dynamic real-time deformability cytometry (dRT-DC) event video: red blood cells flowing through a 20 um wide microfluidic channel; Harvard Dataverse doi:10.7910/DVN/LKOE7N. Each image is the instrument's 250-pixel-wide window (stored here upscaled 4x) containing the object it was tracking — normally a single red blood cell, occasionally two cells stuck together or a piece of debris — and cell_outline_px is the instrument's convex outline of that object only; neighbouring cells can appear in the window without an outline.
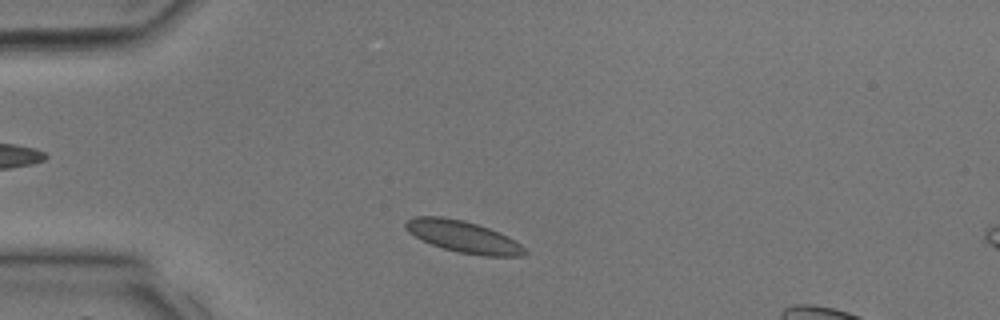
{"species": "common noctule bat (a hibernating species)", "species_latin": "Nyctalus noctula", "temperature_condition": "room temperature", "stored_images_in_passage": 33, "camera_frame_rate_fps": 3000, "um_per_image_px": 0.085, "animal": {"sex": "male", "body_mass_g": 17.9, "forearm_length_mm": 54.2}, "frame": {"image": 1, "passage_image": 3, "time_ms": 0.667, "image_size_px": [1000, 320], "cell_outline_px": [[528, 252], [520, 256], [484, 256], [460, 252], [444, 248], [432, 244], [408, 232], [404, 224], [412, 216], [440, 216], [464, 220], [500, 232], [508, 236], [520, 244]], "centroid_in_image_um": [39.38, 20.11], "position_along_channel_um": 45.6, "area_um2": 21.73}}
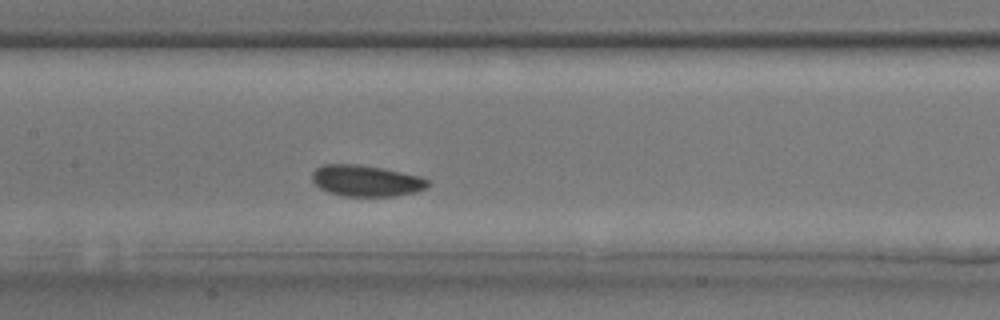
{"frame": {"image": 2, "passage_image": 12, "time_ms": 3.667, "image_size_px": [1000, 320], "cell_outline_px": [[428, 184], [424, 188], [416, 192], [396, 196], [340, 196], [328, 192], [320, 188], [312, 180], [312, 172], [316, 168], [324, 164], [356, 164], [380, 168], [420, 176], [428, 180]], "centroid_in_image_um": [31.08, 15.37], "position_along_channel_um": 176.3, "area_um2": 20.92}}
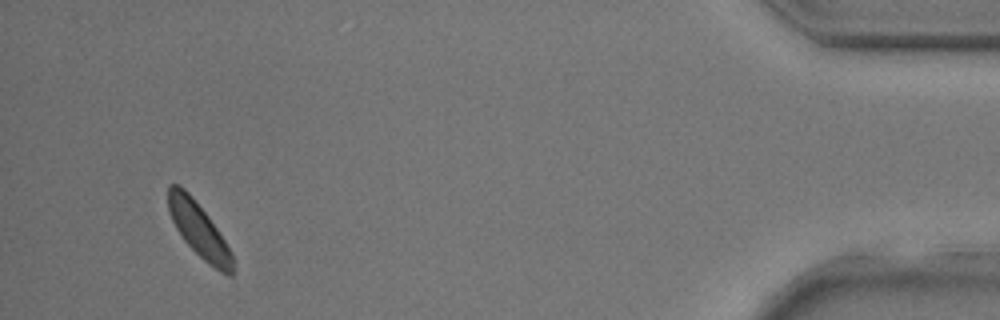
{"frame": {"image": 3, "passage_image": 30, "time_ms": 9.667, "image_size_px": [1000, 320], "cell_outline_px": [[232, 276], [228, 276], [220, 272], [208, 264], [184, 240], [176, 228], [168, 212], [168, 184], [180, 184], [192, 196], [208, 216], [232, 252]], "centroid_in_image_um": [16.88, 19.52], "position_along_channel_um": 418.3, "area_um2": 20.17}}